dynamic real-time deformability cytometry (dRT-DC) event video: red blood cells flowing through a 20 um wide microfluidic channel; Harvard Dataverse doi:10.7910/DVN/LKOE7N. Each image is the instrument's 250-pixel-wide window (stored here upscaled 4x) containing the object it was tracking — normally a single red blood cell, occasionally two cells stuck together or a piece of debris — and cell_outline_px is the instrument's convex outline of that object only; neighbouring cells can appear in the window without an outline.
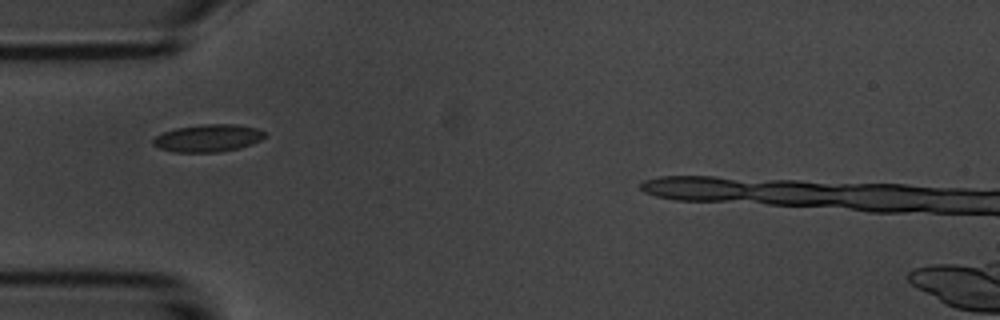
{"species": "common noctule bat (a hibernating species)", "species_latin": "Nyctalus noctula", "temperature_condition": "room temperature", "stored_images_in_passage": 7, "camera_frame_rate_fps": 3000, "um_per_image_px": 0.085, "animal": {"sex": "male", "body_mass_g": 20.1, "forearm_length_mm": 53.5}, "frame": {"image": 1, "passage_image": 1, "time_ms": 0.0, "image_size_px": [1000, 320], "cell_outline_px": [[268, 136], [252, 144], [240, 148], [220, 152], [172, 152], [160, 148], [152, 144], [152, 140], [156, 136], [164, 132], [176, 128], [200, 124], [236, 124], [256, 128], [264, 132]], "centroid_in_image_um": [17.7, 11.74], "position_along_channel_um": 67.3, "area_um2": 17.98}}
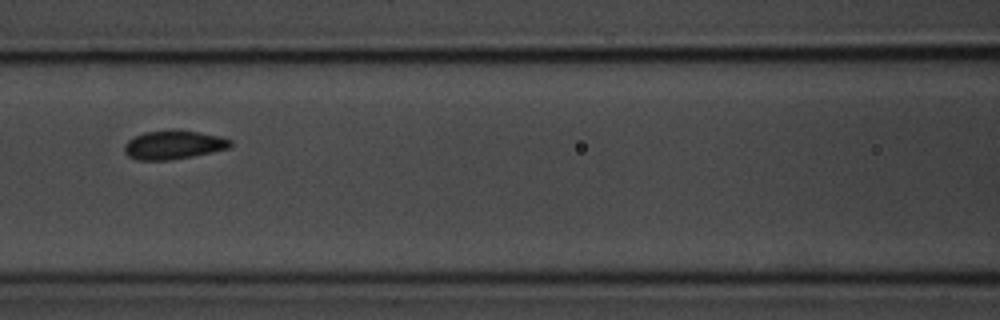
{"frame": {"image": 2, "passage_image": 3, "time_ms": 2.333, "image_size_px": [1000, 320], "cell_outline_px": [[232, 144], [228, 148], [212, 152], [192, 156], [168, 160], [136, 160], [128, 156], [124, 152], [124, 144], [128, 140], [144, 132], [176, 128], [200, 132], [220, 136], [232, 140]], "centroid_in_image_um": [14.74, 12.29], "position_along_channel_um": 151.9, "area_um2": 18.03}}
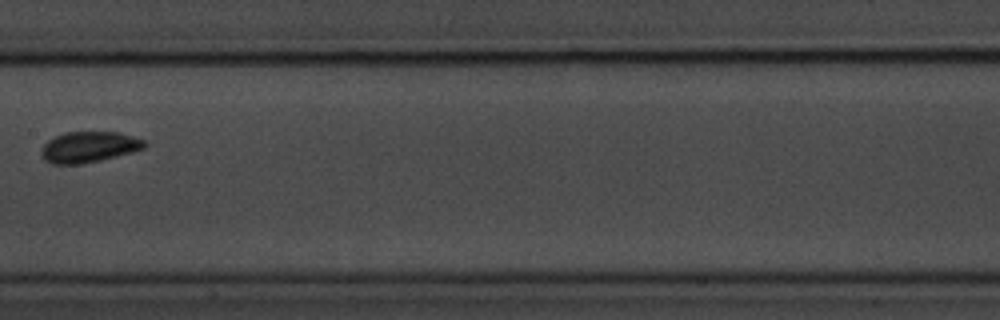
{"frame": {"image": 3, "passage_image": 4, "time_ms": 3.667, "image_size_px": [1000, 320], "cell_outline_px": [[148, 144], [144, 148], [132, 152], [100, 160], [80, 164], [52, 164], [44, 160], [40, 152], [40, 148], [48, 140], [64, 132], [120, 132], [144, 140]], "centroid_in_image_um": [7.54, 12.49], "position_along_channel_um": 199.9, "area_um2": 18.61}}